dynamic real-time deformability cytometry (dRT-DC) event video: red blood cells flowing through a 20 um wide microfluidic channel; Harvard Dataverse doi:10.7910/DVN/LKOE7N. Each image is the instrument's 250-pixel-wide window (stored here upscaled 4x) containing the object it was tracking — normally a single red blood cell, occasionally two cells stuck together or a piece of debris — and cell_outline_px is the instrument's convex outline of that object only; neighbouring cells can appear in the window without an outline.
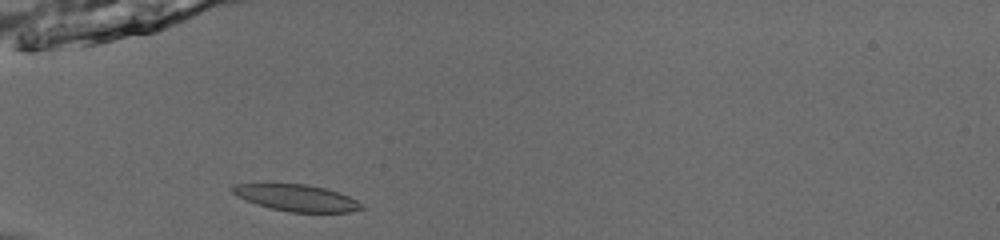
{"species": "common noctule bat (a hibernating species)", "species_latin": "Nyctalus noctula", "temperature_condition": "room temperature", "stored_images_in_passage": 35, "camera_frame_rate_fps": 3000, "um_per_image_px": 0.085, "animal": {"sex": "male", "body_mass_g": 13.0, "forearm_length_mm": 53.1}, "frame": {"image": 1, "passage_image": 1, "time_ms": 0.0, "image_size_px": [1000, 240], "cell_outline_px": [[364, 208], [352, 212], [288, 212], [256, 204], [236, 196], [232, 192], [232, 188], [236, 184], [308, 184], [324, 188], [348, 196], [356, 200]], "centroid_in_image_um": [25.21, 16.82], "position_along_channel_um": 59.8, "area_um2": 19.71}}
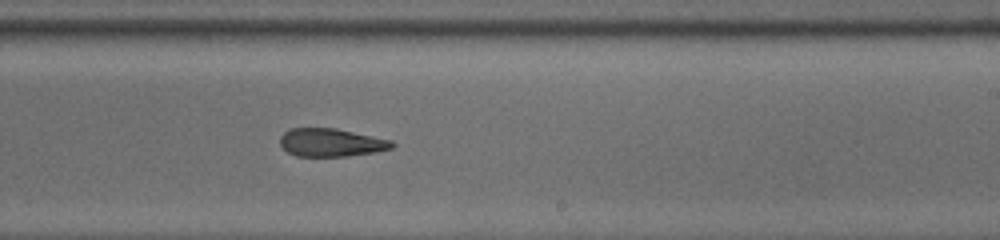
{"frame": {"image": 2, "passage_image": 17, "time_ms": 5.333, "image_size_px": [1000, 240], "cell_outline_px": [[396, 144], [392, 148], [376, 152], [344, 156], [296, 156], [288, 152], [280, 144], [280, 136], [284, 132], [292, 128], [336, 128], [392, 140]], "centroid_in_image_um": [28.16, 12.11], "position_along_channel_um": 260.8, "area_um2": 18.32}}
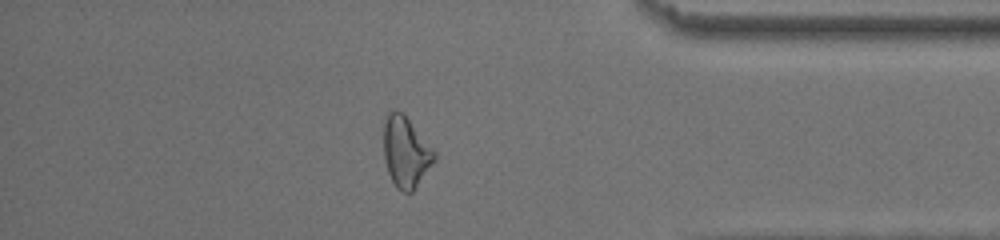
{"frame": {"image": 3, "passage_image": 29, "time_ms": 9.333, "image_size_px": [1000, 240], "cell_outline_px": [[436, 160], [412, 192], [400, 192], [396, 188], [388, 172], [384, 156], [384, 124], [388, 112], [396, 108], [404, 112], [436, 152]], "centroid_in_image_um": [34.5, 12.89], "position_along_channel_um": 400.7, "area_um2": 21.15}, "authors_computed_cell_mechanics": {"area_um2": 19.941, "velocity_mm_per_s": 3.9259, "shape_relaxation_time_tau1_ms": null, "shape_relaxation_time_tau2_ms": 3.5023, "deformation_change_tau1": null, "deformation_change_tau2": 0.1156}}